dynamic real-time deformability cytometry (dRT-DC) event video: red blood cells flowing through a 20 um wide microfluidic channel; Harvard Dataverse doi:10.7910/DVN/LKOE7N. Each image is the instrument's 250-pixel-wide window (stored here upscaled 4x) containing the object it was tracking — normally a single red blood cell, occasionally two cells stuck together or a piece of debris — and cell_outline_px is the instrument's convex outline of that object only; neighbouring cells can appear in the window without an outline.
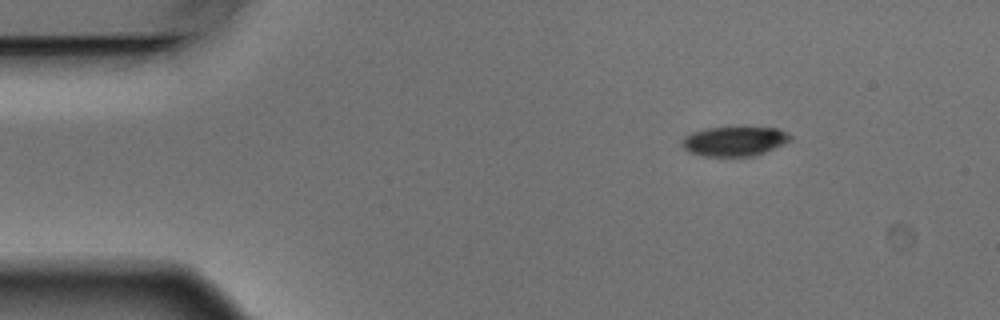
{"species": "Egyptian fruit bat (a non-hibernating species)", "species_latin": "Rousettus aegyptiacus", "temperature_condition": "warm", "stored_images_in_passage": 3, "camera_frame_rate_fps": 3000, "um_per_image_px": 0.085, "animal": {"sex": "male"}, "frame": {"image": 1, "passage_image": 1, "time_ms": 0.0, "image_size_px": [1000, 320], "cell_outline_px": [[792, 140], [784, 144], [756, 156], [704, 156], [688, 152], [684, 148], [684, 136], [692, 132], [708, 128], [776, 128], [792, 136]], "centroid_in_image_um": [62.45, 12.02], "position_along_channel_um": 22.6, "area_um2": 18.38}}